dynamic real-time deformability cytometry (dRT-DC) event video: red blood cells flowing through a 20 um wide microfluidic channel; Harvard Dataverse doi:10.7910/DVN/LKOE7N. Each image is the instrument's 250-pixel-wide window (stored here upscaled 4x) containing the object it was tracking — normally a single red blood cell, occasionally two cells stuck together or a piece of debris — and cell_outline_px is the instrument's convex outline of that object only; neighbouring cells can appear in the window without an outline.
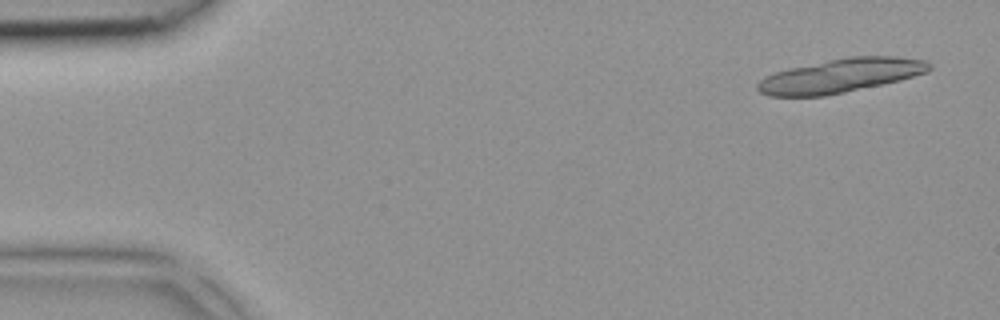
{"species": "common noctule bat (a hibernating species)", "species_latin": "Nyctalus noctula", "temperature_condition": "room temperature", "stored_images_in_passage": 4, "camera_frame_rate_fps": 3000, "um_per_image_px": 0.085, "animal": {"sex": "female", "body_mass_g": 18.4}, "frame": {"image": 1, "passage_image": 1, "time_ms": 0.0, "image_size_px": [1000, 320], "cell_outline_px": [[932, 68], [928, 72], [900, 80], [844, 92], [824, 96], [768, 96], [760, 92], [756, 88], [756, 84], [764, 76], [788, 68], [848, 56], [896, 56], [928, 60], [932, 64]], "centroid_in_image_um": [71.47, 6.42], "position_along_channel_um": 13.5, "area_um2": 34.04}}